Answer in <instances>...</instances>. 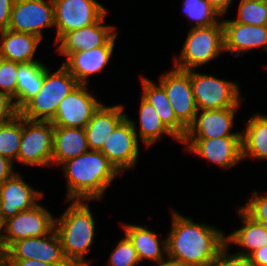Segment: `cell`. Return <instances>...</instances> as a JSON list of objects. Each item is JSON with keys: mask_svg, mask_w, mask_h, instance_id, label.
I'll return each mask as SVG.
<instances>
[{"mask_svg": "<svg viewBox=\"0 0 267 266\" xmlns=\"http://www.w3.org/2000/svg\"><path fill=\"white\" fill-rule=\"evenodd\" d=\"M238 213L244 226L225 236V241L227 246L231 243L244 247L246 252L236 254L248 258L254 251L267 244V226L251 218L241 207Z\"/></svg>", "mask_w": 267, "mask_h": 266, "instance_id": "cell-25", "label": "cell"}, {"mask_svg": "<svg viewBox=\"0 0 267 266\" xmlns=\"http://www.w3.org/2000/svg\"><path fill=\"white\" fill-rule=\"evenodd\" d=\"M0 192V224L21 211L32 209L43 197V193L35 191L18 173L0 185Z\"/></svg>", "mask_w": 267, "mask_h": 266, "instance_id": "cell-17", "label": "cell"}, {"mask_svg": "<svg viewBox=\"0 0 267 266\" xmlns=\"http://www.w3.org/2000/svg\"><path fill=\"white\" fill-rule=\"evenodd\" d=\"M224 50L222 22L204 27H192L185 40L180 56L175 57V68L194 70L210 62Z\"/></svg>", "mask_w": 267, "mask_h": 266, "instance_id": "cell-5", "label": "cell"}, {"mask_svg": "<svg viewBox=\"0 0 267 266\" xmlns=\"http://www.w3.org/2000/svg\"><path fill=\"white\" fill-rule=\"evenodd\" d=\"M46 66L41 62L18 63L17 110L19 111L41 89Z\"/></svg>", "mask_w": 267, "mask_h": 266, "instance_id": "cell-28", "label": "cell"}, {"mask_svg": "<svg viewBox=\"0 0 267 266\" xmlns=\"http://www.w3.org/2000/svg\"><path fill=\"white\" fill-rule=\"evenodd\" d=\"M67 179V201L101 199L106 188L120 174L109 159L96 150L62 163Z\"/></svg>", "mask_w": 267, "mask_h": 266, "instance_id": "cell-2", "label": "cell"}, {"mask_svg": "<svg viewBox=\"0 0 267 266\" xmlns=\"http://www.w3.org/2000/svg\"><path fill=\"white\" fill-rule=\"evenodd\" d=\"M183 12L191 22H196L193 27H204L218 23L220 16L207 0H184Z\"/></svg>", "mask_w": 267, "mask_h": 266, "instance_id": "cell-31", "label": "cell"}, {"mask_svg": "<svg viewBox=\"0 0 267 266\" xmlns=\"http://www.w3.org/2000/svg\"><path fill=\"white\" fill-rule=\"evenodd\" d=\"M237 108L200 110L201 114L199 117L196 114L184 138L241 137L240 132L230 133Z\"/></svg>", "mask_w": 267, "mask_h": 266, "instance_id": "cell-18", "label": "cell"}, {"mask_svg": "<svg viewBox=\"0 0 267 266\" xmlns=\"http://www.w3.org/2000/svg\"><path fill=\"white\" fill-rule=\"evenodd\" d=\"M99 103L87 90V85L79 84L61 100L51 123L59 127L85 128Z\"/></svg>", "mask_w": 267, "mask_h": 266, "instance_id": "cell-14", "label": "cell"}, {"mask_svg": "<svg viewBox=\"0 0 267 266\" xmlns=\"http://www.w3.org/2000/svg\"><path fill=\"white\" fill-rule=\"evenodd\" d=\"M234 21L247 25L267 26V0H241L238 18Z\"/></svg>", "mask_w": 267, "mask_h": 266, "instance_id": "cell-32", "label": "cell"}, {"mask_svg": "<svg viewBox=\"0 0 267 266\" xmlns=\"http://www.w3.org/2000/svg\"><path fill=\"white\" fill-rule=\"evenodd\" d=\"M139 120L140 138L146 146H150L159 140L164 134L171 135L174 139L181 142L161 121L154 107L143 98H141Z\"/></svg>", "mask_w": 267, "mask_h": 266, "instance_id": "cell-29", "label": "cell"}, {"mask_svg": "<svg viewBox=\"0 0 267 266\" xmlns=\"http://www.w3.org/2000/svg\"><path fill=\"white\" fill-rule=\"evenodd\" d=\"M3 259H36L49 264H69L55 228L42 237H29L14 242L5 252Z\"/></svg>", "mask_w": 267, "mask_h": 266, "instance_id": "cell-13", "label": "cell"}, {"mask_svg": "<svg viewBox=\"0 0 267 266\" xmlns=\"http://www.w3.org/2000/svg\"><path fill=\"white\" fill-rule=\"evenodd\" d=\"M108 263L110 266H136L140 263L137 251L126 235L111 252Z\"/></svg>", "mask_w": 267, "mask_h": 266, "instance_id": "cell-34", "label": "cell"}, {"mask_svg": "<svg viewBox=\"0 0 267 266\" xmlns=\"http://www.w3.org/2000/svg\"><path fill=\"white\" fill-rule=\"evenodd\" d=\"M57 41L67 32L95 23L107 10L96 0H52Z\"/></svg>", "mask_w": 267, "mask_h": 266, "instance_id": "cell-11", "label": "cell"}, {"mask_svg": "<svg viewBox=\"0 0 267 266\" xmlns=\"http://www.w3.org/2000/svg\"><path fill=\"white\" fill-rule=\"evenodd\" d=\"M172 213V229L166 238L167 257L189 266H207L226 245L224 233L176 211Z\"/></svg>", "mask_w": 267, "mask_h": 266, "instance_id": "cell-1", "label": "cell"}, {"mask_svg": "<svg viewBox=\"0 0 267 266\" xmlns=\"http://www.w3.org/2000/svg\"><path fill=\"white\" fill-rule=\"evenodd\" d=\"M12 101V98L0 91V122L10 120L19 113Z\"/></svg>", "mask_w": 267, "mask_h": 266, "instance_id": "cell-37", "label": "cell"}, {"mask_svg": "<svg viewBox=\"0 0 267 266\" xmlns=\"http://www.w3.org/2000/svg\"><path fill=\"white\" fill-rule=\"evenodd\" d=\"M0 266H10L3 258L0 259Z\"/></svg>", "mask_w": 267, "mask_h": 266, "instance_id": "cell-45", "label": "cell"}, {"mask_svg": "<svg viewBox=\"0 0 267 266\" xmlns=\"http://www.w3.org/2000/svg\"><path fill=\"white\" fill-rule=\"evenodd\" d=\"M54 125L22 117V135L17 161L30 166L52 164Z\"/></svg>", "mask_w": 267, "mask_h": 266, "instance_id": "cell-6", "label": "cell"}, {"mask_svg": "<svg viewBox=\"0 0 267 266\" xmlns=\"http://www.w3.org/2000/svg\"><path fill=\"white\" fill-rule=\"evenodd\" d=\"M225 245L207 266H251L248 258L239 254H227Z\"/></svg>", "mask_w": 267, "mask_h": 266, "instance_id": "cell-36", "label": "cell"}, {"mask_svg": "<svg viewBox=\"0 0 267 266\" xmlns=\"http://www.w3.org/2000/svg\"><path fill=\"white\" fill-rule=\"evenodd\" d=\"M157 265L158 266H189V265L184 264L182 262L169 259L168 257L166 260L162 261L161 263H159Z\"/></svg>", "mask_w": 267, "mask_h": 266, "instance_id": "cell-43", "label": "cell"}, {"mask_svg": "<svg viewBox=\"0 0 267 266\" xmlns=\"http://www.w3.org/2000/svg\"><path fill=\"white\" fill-rule=\"evenodd\" d=\"M78 85L63 64L53 74L46 67L40 91L19 110V114L28 120L51 122L61 100Z\"/></svg>", "mask_w": 267, "mask_h": 266, "instance_id": "cell-4", "label": "cell"}, {"mask_svg": "<svg viewBox=\"0 0 267 266\" xmlns=\"http://www.w3.org/2000/svg\"><path fill=\"white\" fill-rule=\"evenodd\" d=\"M17 72L18 63L0 58V90L10 98L16 99L14 102L17 109Z\"/></svg>", "mask_w": 267, "mask_h": 266, "instance_id": "cell-33", "label": "cell"}, {"mask_svg": "<svg viewBox=\"0 0 267 266\" xmlns=\"http://www.w3.org/2000/svg\"><path fill=\"white\" fill-rule=\"evenodd\" d=\"M114 46H100L71 53L63 63L79 84L87 85L88 77L101 71L110 61Z\"/></svg>", "mask_w": 267, "mask_h": 266, "instance_id": "cell-21", "label": "cell"}, {"mask_svg": "<svg viewBox=\"0 0 267 266\" xmlns=\"http://www.w3.org/2000/svg\"><path fill=\"white\" fill-rule=\"evenodd\" d=\"M54 228V218L39 204L30 210L19 212L1 224V229L5 231V234H1L3 255L14 242L29 237L45 236Z\"/></svg>", "mask_w": 267, "mask_h": 266, "instance_id": "cell-8", "label": "cell"}, {"mask_svg": "<svg viewBox=\"0 0 267 266\" xmlns=\"http://www.w3.org/2000/svg\"><path fill=\"white\" fill-rule=\"evenodd\" d=\"M123 105L104 106L93 113L84 130L90 150L100 151L109 134L127 117Z\"/></svg>", "mask_w": 267, "mask_h": 266, "instance_id": "cell-20", "label": "cell"}, {"mask_svg": "<svg viewBox=\"0 0 267 266\" xmlns=\"http://www.w3.org/2000/svg\"><path fill=\"white\" fill-rule=\"evenodd\" d=\"M190 79L198 111L239 107L243 100L239 97L238 84L235 82L200 74L195 69L190 70Z\"/></svg>", "mask_w": 267, "mask_h": 266, "instance_id": "cell-7", "label": "cell"}, {"mask_svg": "<svg viewBox=\"0 0 267 266\" xmlns=\"http://www.w3.org/2000/svg\"><path fill=\"white\" fill-rule=\"evenodd\" d=\"M135 122L128 116L109 134L100 150L121 173L135 167L139 155Z\"/></svg>", "mask_w": 267, "mask_h": 266, "instance_id": "cell-12", "label": "cell"}, {"mask_svg": "<svg viewBox=\"0 0 267 266\" xmlns=\"http://www.w3.org/2000/svg\"><path fill=\"white\" fill-rule=\"evenodd\" d=\"M10 266H71L70 264H49L36 259H4Z\"/></svg>", "mask_w": 267, "mask_h": 266, "instance_id": "cell-39", "label": "cell"}, {"mask_svg": "<svg viewBox=\"0 0 267 266\" xmlns=\"http://www.w3.org/2000/svg\"><path fill=\"white\" fill-rule=\"evenodd\" d=\"M107 11L95 22L78 30L65 33L58 41L57 50L68 57L71 53L91 50L100 46H114L117 32L113 26L103 25Z\"/></svg>", "mask_w": 267, "mask_h": 266, "instance_id": "cell-15", "label": "cell"}, {"mask_svg": "<svg viewBox=\"0 0 267 266\" xmlns=\"http://www.w3.org/2000/svg\"><path fill=\"white\" fill-rule=\"evenodd\" d=\"M159 84L164 88L176 118L188 128L198 113L190 70H180L174 67L170 72L163 73Z\"/></svg>", "mask_w": 267, "mask_h": 266, "instance_id": "cell-10", "label": "cell"}, {"mask_svg": "<svg viewBox=\"0 0 267 266\" xmlns=\"http://www.w3.org/2000/svg\"><path fill=\"white\" fill-rule=\"evenodd\" d=\"M207 1L219 15H223L227 11L228 7L232 2V0H207Z\"/></svg>", "mask_w": 267, "mask_h": 266, "instance_id": "cell-42", "label": "cell"}, {"mask_svg": "<svg viewBox=\"0 0 267 266\" xmlns=\"http://www.w3.org/2000/svg\"><path fill=\"white\" fill-rule=\"evenodd\" d=\"M251 266H267V244L248 257Z\"/></svg>", "mask_w": 267, "mask_h": 266, "instance_id": "cell-40", "label": "cell"}, {"mask_svg": "<svg viewBox=\"0 0 267 266\" xmlns=\"http://www.w3.org/2000/svg\"><path fill=\"white\" fill-rule=\"evenodd\" d=\"M222 23L224 51H229L235 57L260 46L267 51V26L247 25L234 20H223Z\"/></svg>", "mask_w": 267, "mask_h": 266, "instance_id": "cell-19", "label": "cell"}, {"mask_svg": "<svg viewBox=\"0 0 267 266\" xmlns=\"http://www.w3.org/2000/svg\"><path fill=\"white\" fill-rule=\"evenodd\" d=\"M15 0H0V32L8 29Z\"/></svg>", "mask_w": 267, "mask_h": 266, "instance_id": "cell-38", "label": "cell"}, {"mask_svg": "<svg viewBox=\"0 0 267 266\" xmlns=\"http://www.w3.org/2000/svg\"><path fill=\"white\" fill-rule=\"evenodd\" d=\"M55 26L52 0H15L9 30L28 33L43 39L42 29Z\"/></svg>", "mask_w": 267, "mask_h": 266, "instance_id": "cell-9", "label": "cell"}, {"mask_svg": "<svg viewBox=\"0 0 267 266\" xmlns=\"http://www.w3.org/2000/svg\"><path fill=\"white\" fill-rule=\"evenodd\" d=\"M12 161L0 155V185L15 174Z\"/></svg>", "mask_w": 267, "mask_h": 266, "instance_id": "cell-41", "label": "cell"}, {"mask_svg": "<svg viewBox=\"0 0 267 266\" xmlns=\"http://www.w3.org/2000/svg\"><path fill=\"white\" fill-rule=\"evenodd\" d=\"M181 142L190 152L223 168L233 167L242 160L241 137L183 138Z\"/></svg>", "mask_w": 267, "mask_h": 266, "instance_id": "cell-16", "label": "cell"}, {"mask_svg": "<svg viewBox=\"0 0 267 266\" xmlns=\"http://www.w3.org/2000/svg\"><path fill=\"white\" fill-rule=\"evenodd\" d=\"M22 135V116L0 122V155L12 162L17 160ZM14 160V161H13Z\"/></svg>", "mask_w": 267, "mask_h": 266, "instance_id": "cell-30", "label": "cell"}, {"mask_svg": "<svg viewBox=\"0 0 267 266\" xmlns=\"http://www.w3.org/2000/svg\"><path fill=\"white\" fill-rule=\"evenodd\" d=\"M251 218L267 226V195H258L253 192V198L241 207Z\"/></svg>", "mask_w": 267, "mask_h": 266, "instance_id": "cell-35", "label": "cell"}, {"mask_svg": "<svg viewBox=\"0 0 267 266\" xmlns=\"http://www.w3.org/2000/svg\"><path fill=\"white\" fill-rule=\"evenodd\" d=\"M142 98L154 107L161 121L180 140L185 137L187 128L176 118L164 88L142 77Z\"/></svg>", "mask_w": 267, "mask_h": 266, "instance_id": "cell-24", "label": "cell"}, {"mask_svg": "<svg viewBox=\"0 0 267 266\" xmlns=\"http://www.w3.org/2000/svg\"><path fill=\"white\" fill-rule=\"evenodd\" d=\"M0 58L17 63L37 61L33 59L42 39L38 36L6 29L0 32Z\"/></svg>", "mask_w": 267, "mask_h": 266, "instance_id": "cell-22", "label": "cell"}, {"mask_svg": "<svg viewBox=\"0 0 267 266\" xmlns=\"http://www.w3.org/2000/svg\"><path fill=\"white\" fill-rule=\"evenodd\" d=\"M242 159L250 156L267 159V116L258 114L248 121L241 133Z\"/></svg>", "mask_w": 267, "mask_h": 266, "instance_id": "cell-27", "label": "cell"}, {"mask_svg": "<svg viewBox=\"0 0 267 266\" xmlns=\"http://www.w3.org/2000/svg\"><path fill=\"white\" fill-rule=\"evenodd\" d=\"M123 227L125 235L137 251L140 261L150 259L159 264L165 260L163 257L164 252L167 253V239L160 242L154 231L142 226L123 224Z\"/></svg>", "mask_w": 267, "mask_h": 266, "instance_id": "cell-26", "label": "cell"}, {"mask_svg": "<svg viewBox=\"0 0 267 266\" xmlns=\"http://www.w3.org/2000/svg\"><path fill=\"white\" fill-rule=\"evenodd\" d=\"M89 151L84 128L54 126L52 163L61 165Z\"/></svg>", "mask_w": 267, "mask_h": 266, "instance_id": "cell-23", "label": "cell"}, {"mask_svg": "<svg viewBox=\"0 0 267 266\" xmlns=\"http://www.w3.org/2000/svg\"><path fill=\"white\" fill-rule=\"evenodd\" d=\"M1 224H0V255L3 257V245H2V242H1Z\"/></svg>", "mask_w": 267, "mask_h": 266, "instance_id": "cell-44", "label": "cell"}, {"mask_svg": "<svg viewBox=\"0 0 267 266\" xmlns=\"http://www.w3.org/2000/svg\"><path fill=\"white\" fill-rule=\"evenodd\" d=\"M60 218L55 219V230L59 235L62 250L71 266H90L85 254L90 250L95 234V222L88 204L72 200Z\"/></svg>", "mask_w": 267, "mask_h": 266, "instance_id": "cell-3", "label": "cell"}]
</instances>
